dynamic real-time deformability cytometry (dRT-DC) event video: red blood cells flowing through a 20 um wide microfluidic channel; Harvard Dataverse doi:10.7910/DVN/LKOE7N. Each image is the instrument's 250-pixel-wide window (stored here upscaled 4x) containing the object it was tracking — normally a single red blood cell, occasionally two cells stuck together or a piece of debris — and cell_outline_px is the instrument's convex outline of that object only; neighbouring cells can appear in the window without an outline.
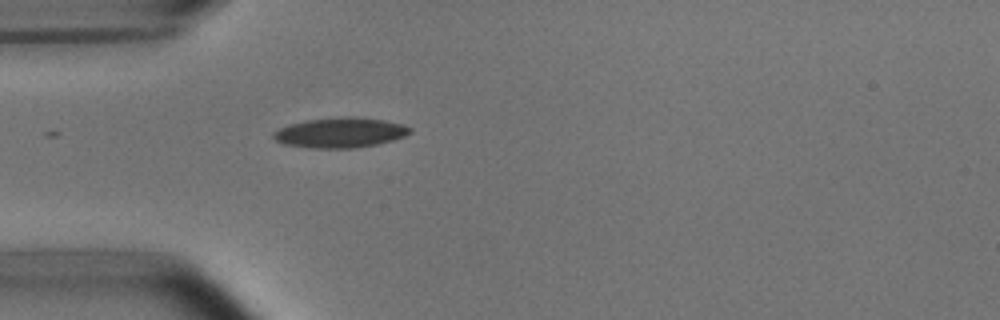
{"species": "common noctule bat (a hibernating species)", "species_latin": "Nyctalus noctula", "temperature_condition": "room temperature", "stored_images_in_passage": 6, "camera_frame_rate_fps": 3000, "um_per_image_px": 0.085, "animal": {"sex": "male", "body_mass_g": 15.6}, "frame": {"image": 1, "passage_image": 1, "time_ms": 0.0, "image_size_px": [1000, 320], "cell_outline_px": [[412, 132], [404, 136], [392, 140], [376, 144], [352, 148], [312, 148], [284, 144], [276, 140], [272, 136], [272, 132], [288, 124], [308, 120], [352, 116], [384, 120], [404, 124], [412, 128]], "centroid_in_image_um": [28.93, 11.27], "position_along_channel_um": 56.1, "area_um2": 23.81}}